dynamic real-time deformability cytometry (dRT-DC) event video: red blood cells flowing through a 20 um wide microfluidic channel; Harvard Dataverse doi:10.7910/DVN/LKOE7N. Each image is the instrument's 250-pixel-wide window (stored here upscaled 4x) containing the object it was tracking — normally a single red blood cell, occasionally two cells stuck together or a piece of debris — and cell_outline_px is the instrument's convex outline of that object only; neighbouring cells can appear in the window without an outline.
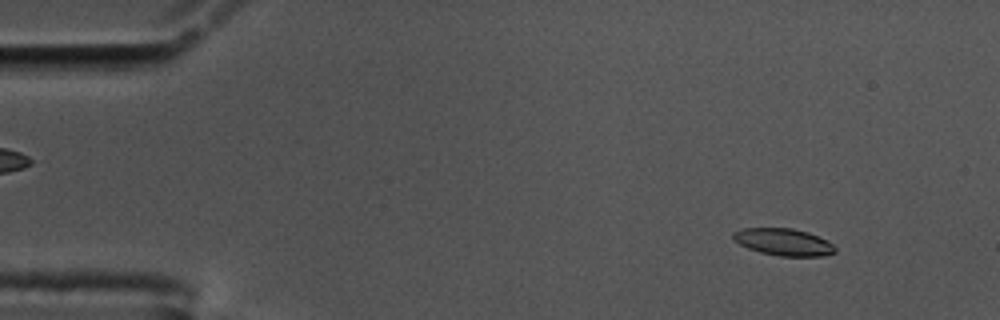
{"species": "common noctule bat (a hibernating species)", "species_latin": "Nyctalus noctula", "temperature_condition": "cold", "stored_images_in_passage": 54, "camera_frame_rate_fps": 3000, "um_per_image_px": 0.085, "animal": {"sex": "male", "body_mass_g": 17.5, "forearm_length_mm": 52.3}, "frame": {"image": 1, "passage_image": 3, "time_ms": 0.667, "image_size_px": [1000, 320], "cell_outline_px": [[836, 252], [824, 256], [780, 256], [760, 252], [748, 248], [740, 244], [732, 236], [732, 232], [744, 228], [792, 228], [808, 232], [832, 244], [836, 248]], "centroid_in_image_um": [66.6, 20.57], "position_along_channel_um": 18.4, "area_um2": 15.9}}
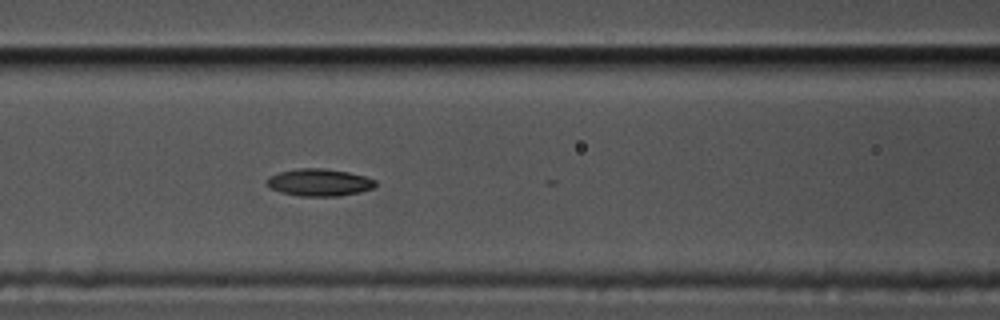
{"frame": {"image": 2, "passage_image": 21, "time_ms": 6.667, "image_size_px": [1000, 320], "cell_outline_px": [[376, 184], [372, 188], [360, 192], [336, 196], [300, 196], [280, 192], [272, 188], [264, 180], [268, 176], [280, 172], [300, 168], [324, 168], [348, 172], [364, 176], [376, 180]], "centroid_in_image_um": [27.12, 15.5], "position_along_channel_um": 139.5, "area_um2": 17.17}}
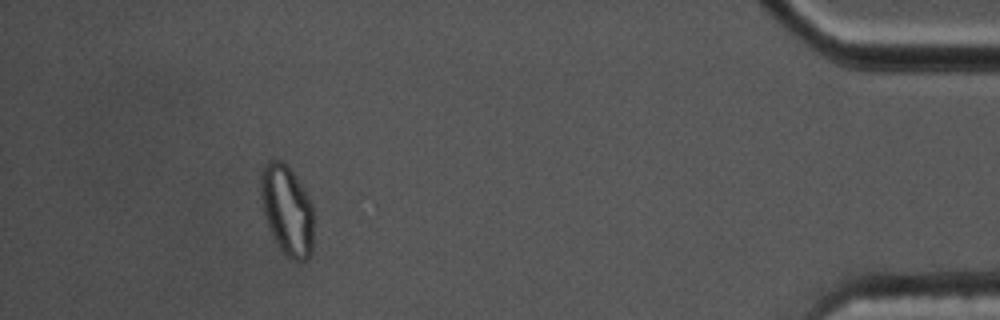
{"frame": {"image": 3, "passage_image": 49, "time_ms": 16.0, "image_size_px": [1000, 320], "cell_outline_px": [[312, 252], [300, 264], [292, 260], [280, 248], [268, 224], [264, 212], [260, 196], [260, 172], [264, 164], [268, 160], [280, 160], [296, 176], [312, 200]], "centroid_in_image_um": [24.4, 17.84], "position_along_channel_um": 410.8, "area_um2": 27.63}, "authors_computed_cell_mechanics": {"area_um2": 17.2533, "velocity_mm_per_s": 3.5387, "shape_relaxation_time_tau1_ms": 7.1213, "shape_relaxation_time_tau2_ms": 5.1331, "deformation_change_tau1": 0.1554, "deformation_change_tau2": 0.1026}}